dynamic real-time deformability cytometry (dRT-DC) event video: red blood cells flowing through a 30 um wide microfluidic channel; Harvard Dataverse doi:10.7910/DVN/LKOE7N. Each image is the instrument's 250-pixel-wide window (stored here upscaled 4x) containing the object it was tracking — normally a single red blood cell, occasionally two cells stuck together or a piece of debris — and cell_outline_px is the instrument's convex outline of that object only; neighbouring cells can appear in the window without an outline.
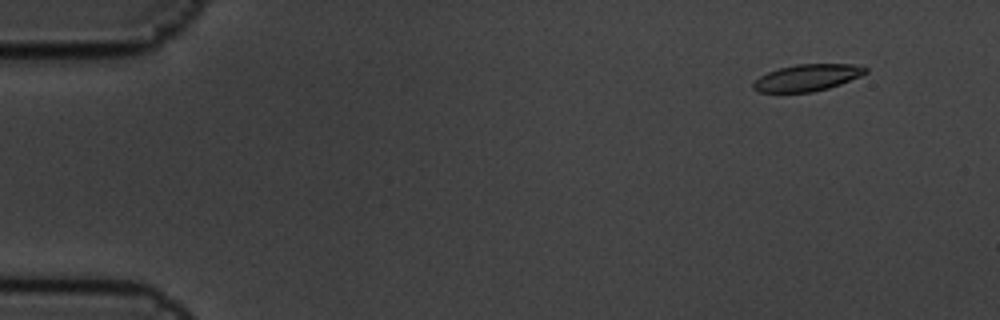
{"species": "common noctule bat (a hibernating species)", "species_latin": "Nyctalus noctula", "temperature_condition": "cold", "stored_images_in_passage": 5, "camera_frame_rate_fps": 3000, "um_per_image_px": 0.085, "animal": {"sex": "male", "body_mass_g": 19.5, "forearm_length_mm": 54.6}, "frame": {"image": 1, "passage_image": 2, "time_ms": 0.333, "image_size_px": [1000, 320], "cell_outline_px": [[868, 72], [860, 76], [840, 84], [828, 88], [812, 92], [760, 92], [752, 88], [752, 84], [760, 76], [768, 72], [780, 68], [796, 64], [852, 64], [868, 68]], "centroid_in_image_um": [68.62, 6.6], "position_along_channel_um": 16.4, "area_um2": 17.34}}
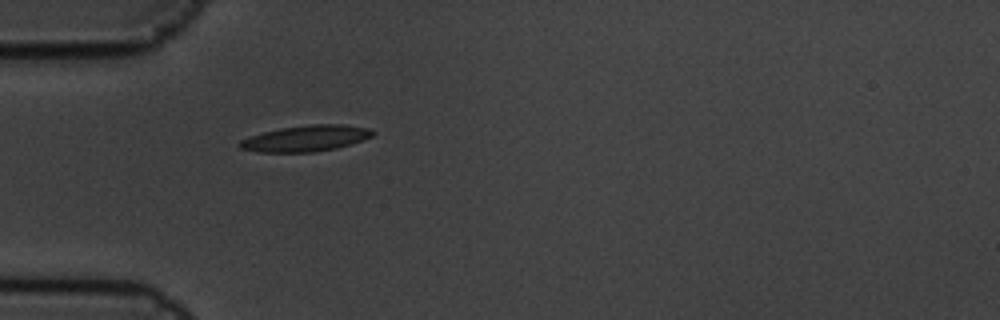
{"frame": {"image": 2, "passage_image": 5, "time_ms": 1.333, "image_size_px": [1000, 320], "cell_outline_px": [[376, 132], [372, 136], [336, 148], [312, 152], [256, 152], [240, 148], [236, 144], [240, 140], [264, 132], [280, 128], [312, 124], [344, 124], [368, 128]], "centroid_in_image_um": [25.96, 11.76], "position_along_channel_um": 59.0, "area_um2": 20.0}}